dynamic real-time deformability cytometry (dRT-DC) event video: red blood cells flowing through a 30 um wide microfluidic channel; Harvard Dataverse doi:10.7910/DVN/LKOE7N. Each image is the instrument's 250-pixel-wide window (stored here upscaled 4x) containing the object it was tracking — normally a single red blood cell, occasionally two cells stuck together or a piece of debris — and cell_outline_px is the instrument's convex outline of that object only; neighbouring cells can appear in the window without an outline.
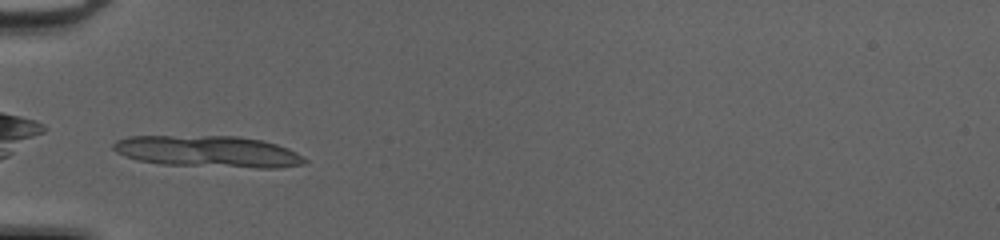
{"species": "common noctule bat (a hibernating species)", "species_latin": "Nyctalus noctula", "temperature_condition": "cold", "stored_images_in_passage": 26, "camera_frame_rate_fps": 3000, "um_per_image_px": 0.085, "animal": {"sex": "female", "body_mass_g": 20.0, "forearm_length_mm": 54.0}, "frame": {"image": 1, "passage_image": 1, "time_ms": 0.0, "image_size_px": [1000, 240], "cell_outline_px": [[308, 164], [280, 168], [256, 168], [160, 164], [136, 160], [124, 156], [116, 152], [112, 148], [112, 144], [116, 140], [128, 136], [236, 136], [260, 140], [276, 144], [288, 148], [296, 152], [308, 160]], "centroid_in_image_um": [17.69, 12.89], "position_along_channel_um": 67.3, "area_um2": 35.49}}